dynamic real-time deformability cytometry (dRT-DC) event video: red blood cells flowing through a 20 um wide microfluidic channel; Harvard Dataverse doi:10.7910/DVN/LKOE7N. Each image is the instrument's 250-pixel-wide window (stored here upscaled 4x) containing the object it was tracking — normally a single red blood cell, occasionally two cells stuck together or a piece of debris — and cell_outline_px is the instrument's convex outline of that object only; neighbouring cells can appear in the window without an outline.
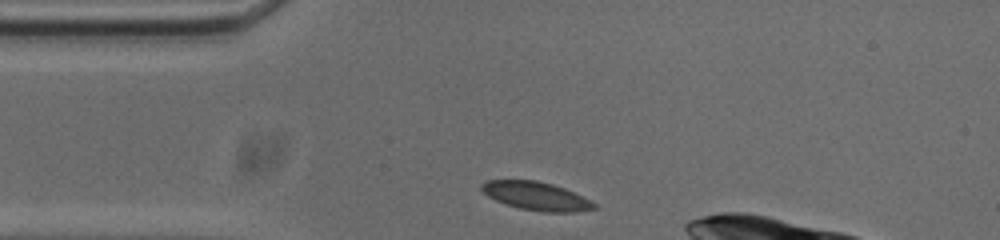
{"species": "common noctule bat (a hibernating species)", "species_latin": "Nyctalus noctula", "temperature_condition": "cold", "stored_images_in_passage": 32, "camera_frame_rate_fps": 3000, "um_per_image_px": 0.085, "animal": {"sex": "male", "body_mass_g": 20.0, "forearm_length_mm": 53.3}, "frame": {"image": 1, "passage_image": 1, "time_ms": 0.0, "image_size_px": [1000, 240], "cell_outline_px": [[596, 208], [572, 212], [544, 212], [520, 208], [504, 204], [488, 196], [480, 188], [480, 184], [488, 180], [536, 180], [552, 184], [564, 188], [596, 204]], "centroid_in_image_um": [45.52, 16.66], "position_along_channel_um": 39.5, "area_um2": 18.32}}
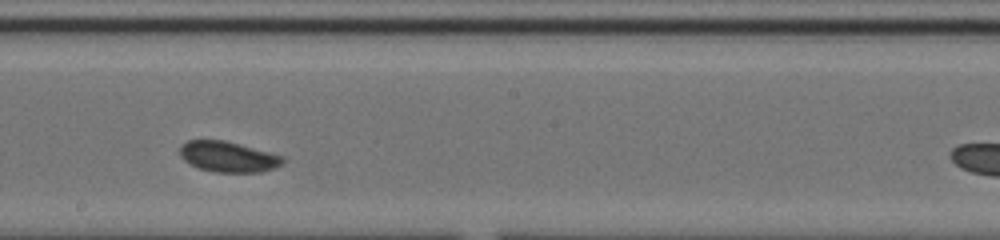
{"frame": {"image": 2, "passage_image": 18, "time_ms": 5.667, "image_size_px": [1000, 240], "cell_outline_px": [[284, 164], [276, 168], [260, 172], [216, 172], [200, 168], [184, 160], [180, 156], [180, 144], [188, 140], [224, 140], [284, 156]], "centroid_in_image_um": [19.41, 13.32], "position_along_channel_um": 228.8, "area_um2": 18.32}}
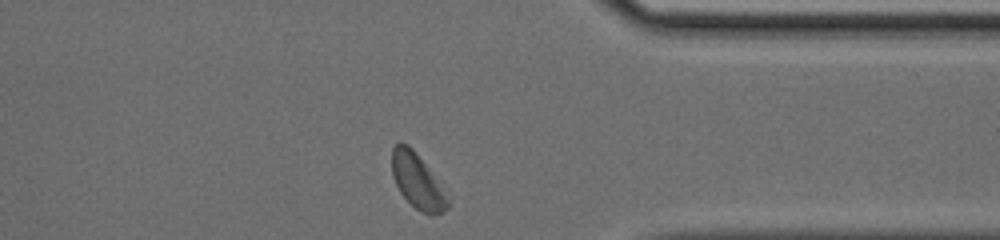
{"frame": {"image": 3, "passage_image": 31, "time_ms": 10.0, "image_size_px": [1000, 240], "cell_outline_px": [[448, 208], [444, 212], [432, 216], [420, 212], [400, 192], [392, 176], [392, 148], [396, 144], [408, 144], [416, 152], [448, 192]], "centroid_in_image_um": [35.52, 15.42], "position_along_channel_um": 375.9, "area_um2": 17.98}, "authors_computed_cell_mechanics": {"area_um2": 18.3226, "velocity_mm_per_s": 3.6645, "shape_relaxation_time_tau1_ms": 3.0101, "shape_relaxation_time_tau2_ms": null, "deformation_change_tau1": 0.0904, "deformation_change_tau2": null}}